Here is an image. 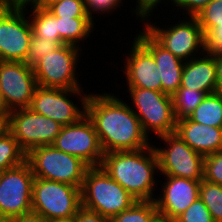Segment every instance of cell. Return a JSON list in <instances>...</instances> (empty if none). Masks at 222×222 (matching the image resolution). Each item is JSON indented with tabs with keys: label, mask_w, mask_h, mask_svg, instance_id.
<instances>
[{
	"label": "cell",
	"mask_w": 222,
	"mask_h": 222,
	"mask_svg": "<svg viewBox=\"0 0 222 222\" xmlns=\"http://www.w3.org/2000/svg\"><path fill=\"white\" fill-rule=\"evenodd\" d=\"M38 83L24 62L0 61V96L7 112L30 107Z\"/></svg>",
	"instance_id": "obj_13"
},
{
	"label": "cell",
	"mask_w": 222,
	"mask_h": 222,
	"mask_svg": "<svg viewBox=\"0 0 222 222\" xmlns=\"http://www.w3.org/2000/svg\"><path fill=\"white\" fill-rule=\"evenodd\" d=\"M7 116L8 131L26 153L37 146L52 145L62 127L29 107L9 111Z\"/></svg>",
	"instance_id": "obj_7"
},
{
	"label": "cell",
	"mask_w": 222,
	"mask_h": 222,
	"mask_svg": "<svg viewBox=\"0 0 222 222\" xmlns=\"http://www.w3.org/2000/svg\"><path fill=\"white\" fill-rule=\"evenodd\" d=\"M79 50L77 46L62 44L55 51L44 55L33 67L38 86L81 89L75 76Z\"/></svg>",
	"instance_id": "obj_8"
},
{
	"label": "cell",
	"mask_w": 222,
	"mask_h": 222,
	"mask_svg": "<svg viewBox=\"0 0 222 222\" xmlns=\"http://www.w3.org/2000/svg\"><path fill=\"white\" fill-rule=\"evenodd\" d=\"M206 96V92L179 87L171 96L176 120L188 118Z\"/></svg>",
	"instance_id": "obj_24"
},
{
	"label": "cell",
	"mask_w": 222,
	"mask_h": 222,
	"mask_svg": "<svg viewBox=\"0 0 222 222\" xmlns=\"http://www.w3.org/2000/svg\"><path fill=\"white\" fill-rule=\"evenodd\" d=\"M167 177L162 195L154 199L158 211L177 218L199 198L200 182L188 178Z\"/></svg>",
	"instance_id": "obj_17"
},
{
	"label": "cell",
	"mask_w": 222,
	"mask_h": 222,
	"mask_svg": "<svg viewBox=\"0 0 222 222\" xmlns=\"http://www.w3.org/2000/svg\"><path fill=\"white\" fill-rule=\"evenodd\" d=\"M8 112L6 111L4 104L2 102L1 96H0V115H7Z\"/></svg>",
	"instance_id": "obj_45"
},
{
	"label": "cell",
	"mask_w": 222,
	"mask_h": 222,
	"mask_svg": "<svg viewBox=\"0 0 222 222\" xmlns=\"http://www.w3.org/2000/svg\"><path fill=\"white\" fill-rule=\"evenodd\" d=\"M205 52L212 55L222 53V24H218L205 36Z\"/></svg>",
	"instance_id": "obj_33"
},
{
	"label": "cell",
	"mask_w": 222,
	"mask_h": 222,
	"mask_svg": "<svg viewBox=\"0 0 222 222\" xmlns=\"http://www.w3.org/2000/svg\"><path fill=\"white\" fill-rule=\"evenodd\" d=\"M211 0H173V4L186 10L189 17H194L201 11Z\"/></svg>",
	"instance_id": "obj_35"
},
{
	"label": "cell",
	"mask_w": 222,
	"mask_h": 222,
	"mask_svg": "<svg viewBox=\"0 0 222 222\" xmlns=\"http://www.w3.org/2000/svg\"><path fill=\"white\" fill-rule=\"evenodd\" d=\"M194 17L206 36L218 24H222V0H211Z\"/></svg>",
	"instance_id": "obj_29"
},
{
	"label": "cell",
	"mask_w": 222,
	"mask_h": 222,
	"mask_svg": "<svg viewBox=\"0 0 222 222\" xmlns=\"http://www.w3.org/2000/svg\"><path fill=\"white\" fill-rule=\"evenodd\" d=\"M35 178L52 180L82 188L89 166L78 157L53 145L37 146L26 156Z\"/></svg>",
	"instance_id": "obj_4"
},
{
	"label": "cell",
	"mask_w": 222,
	"mask_h": 222,
	"mask_svg": "<svg viewBox=\"0 0 222 222\" xmlns=\"http://www.w3.org/2000/svg\"><path fill=\"white\" fill-rule=\"evenodd\" d=\"M25 7H0V61L24 62L32 38Z\"/></svg>",
	"instance_id": "obj_12"
},
{
	"label": "cell",
	"mask_w": 222,
	"mask_h": 222,
	"mask_svg": "<svg viewBox=\"0 0 222 222\" xmlns=\"http://www.w3.org/2000/svg\"><path fill=\"white\" fill-rule=\"evenodd\" d=\"M14 222H48V220L41 214L31 211L14 218Z\"/></svg>",
	"instance_id": "obj_38"
},
{
	"label": "cell",
	"mask_w": 222,
	"mask_h": 222,
	"mask_svg": "<svg viewBox=\"0 0 222 222\" xmlns=\"http://www.w3.org/2000/svg\"><path fill=\"white\" fill-rule=\"evenodd\" d=\"M168 148L154 150L159 170L165 176L203 180L204 156L189 147L175 133L160 136Z\"/></svg>",
	"instance_id": "obj_11"
},
{
	"label": "cell",
	"mask_w": 222,
	"mask_h": 222,
	"mask_svg": "<svg viewBox=\"0 0 222 222\" xmlns=\"http://www.w3.org/2000/svg\"><path fill=\"white\" fill-rule=\"evenodd\" d=\"M34 175L30 164L4 170L0 177V216L16 218L32 211Z\"/></svg>",
	"instance_id": "obj_10"
},
{
	"label": "cell",
	"mask_w": 222,
	"mask_h": 222,
	"mask_svg": "<svg viewBox=\"0 0 222 222\" xmlns=\"http://www.w3.org/2000/svg\"><path fill=\"white\" fill-rule=\"evenodd\" d=\"M190 19L188 21L183 19L175 26L164 30L160 29L159 26L151 25V23H145L144 29L162 47L185 62L194 58L190 56H193V52L194 54L196 53L195 50L202 48V52H205V35L203 30L195 17H190Z\"/></svg>",
	"instance_id": "obj_14"
},
{
	"label": "cell",
	"mask_w": 222,
	"mask_h": 222,
	"mask_svg": "<svg viewBox=\"0 0 222 222\" xmlns=\"http://www.w3.org/2000/svg\"><path fill=\"white\" fill-rule=\"evenodd\" d=\"M177 220L178 222H214L210 211L200 197L180 214Z\"/></svg>",
	"instance_id": "obj_32"
},
{
	"label": "cell",
	"mask_w": 222,
	"mask_h": 222,
	"mask_svg": "<svg viewBox=\"0 0 222 222\" xmlns=\"http://www.w3.org/2000/svg\"><path fill=\"white\" fill-rule=\"evenodd\" d=\"M52 1H57V0H37L36 4L46 7Z\"/></svg>",
	"instance_id": "obj_44"
},
{
	"label": "cell",
	"mask_w": 222,
	"mask_h": 222,
	"mask_svg": "<svg viewBox=\"0 0 222 222\" xmlns=\"http://www.w3.org/2000/svg\"><path fill=\"white\" fill-rule=\"evenodd\" d=\"M133 44L124 66L128 88L162 91L160 72L153 55L136 38Z\"/></svg>",
	"instance_id": "obj_16"
},
{
	"label": "cell",
	"mask_w": 222,
	"mask_h": 222,
	"mask_svg": "<svg viewBox=\"0 0 222 222\" xmlns=\"http://www.w3.org/2000/svg\"><path fill=\"white\" fill-rule=\"evenodd\" d=\"M81 208V188L52 180L34 178L32 211L47 220L76 216Z\"/></svg>",
	"instance_id": "obj_5"
},
{
	"label": "cell",
	"mask_w": 222,
	"mask_h": 222,
	"mask_svg": "<svg viewBox=\"0 0 222 222\" xmlns=\"http://www.w3.org/2000/svg\"><path fill=\"white\" fill-rule=\"evenodd\" d=\"M45 8L56 17H89L86 12L84 0L52 1Z\"/></svg>",
	"instance_id": "obj_28"
},
{
	"label": "cell",
	"mask_w": 222,
	"mask_h": 222,
	"mask_svg": "<svg viewBox=\"0 0 222 222\" xmlns=\"http://www.w3.org/2000/svg\"><path fill=\"white\" fill-rule=\"evenodd\" d=\"M8 131V116L0 115V137Z\"/></svg>",
	"instance_id": "obj_42"
},
{
	"label": "cell",
	"mask_w": 222,
	"mask_h": 222,
	"mask_svg": "<svg viewBox=\"0 0 222 222\" xmlns=\"http://www.w3.org/2000/svg\"><path fill=\"white\" fill-rule=\"evenodd\" d=\"M215 66H216V78H217V92L222 91V53L216 54Z\"/></svg>",
	"instance_id": "obj_40"
},
{
	"label": "cell",
	"mask_w": 222,
	"mask_h": 222,
	"mask_svg": "<svg viewBox=\"0 0 222 222\" xmlns=\"http://www.w3.org/2000/svg\"><path fill=\"white\" fill-rule=\"evenodd\" d=\"M94 21L90 17H58V33L62 44L79 46L78 41L86 39L93 30Z\"/></svg>",
	"instance_id": "obj_21"
},
{
	"label": "cell",
	"mask_w": 222,
	"mask_h": 222,
	"mask_svg": "<svg viewBox=\"0 0 222 222\" xmlns=\"http://www.w3.org/2000/svg\"><path fill=\"white\" fill-rule=\"evenodd\" d=\"M85 114L94 125L104 154L150 147L134 109L111 94H88Z\"/></svg>",
	"instance_id": "obj_1"
},
{
	"label": "cell",
	"mask_w": 222,
	"mask_h": 222,
	"mask_svg": "<svg viewBox=\"0 0 222 222\" xmlns=\"http://www.w3.org/2000/svg\"><path fill=\"white\" fill-rule=\"evenodd\" d=\"M203 57L184 62L180 87L211 94L217 92L215 56L206 53Z\"/></svg>",
	"instance_id": "obj_20"
},
{
	"label": "cell",
	"mask_w": 222,
	"mask_h": 222,
	"mask_svg": "<svg viewBox=\"0 0 222 222\" xmlns=\"http://www.w3.org/2000/svg\"><path fill=\"white\" fill-rule=\"evenodd\" d=\"M136 201L102 166L89 167L86 171L81 188V207L110 219Z\"/></svg>",
	"instance_id": "obj_3"
},
{
	"label": "cell",
	"mask_w": 222,
	"mask_h": 222,
	"mask_svg": "<svg viewBox=\"0 0 222 222\" xmlns=\"http://www.w3.org/2000/svg\"><path fill=\"white\" fill-rule=\"evenodd\" d=\"M31 2V3H30ZM37 0H0V7H25L36 4Z\"/></svg>",
	"instance_id": "obj_39"
},
{
	"label": "cell",
	"mask_w": 222,
	"mask_h": 222,
	"mask_svg": "<svg viewBox=\"0 0 222 222\" xmlns=\"http://www.w3.org/2000/svg\"><path fill=\"white\" fill-rule=\"evenodd\" d=\"M0 222H14L13 218L0 216Z\"/></svg>",
	"instance_id": "obj_46"
},
{
	"label": "cell",
	"mask_w": 222,
	"mask_h": 222,
	"mask_svg": "<svg viewBox=\"0 0 222 222\" xmlns=\"http://www.w3.org/2000/svg\"><path fill=\"white\" fill-rule=\"evenodd\" d=\"M151 222H178V220L157 210L153 214Z\"/></svg>",
	"instance_id": "obj_41"
},
{
	"label": "cell",
	"mask_w": 222,
	"mask_h": 222,
	"mask_svg": "<svg viewBox=\"0 0 222 222\" xmlns=\"http://www.w3.org/2000/svg\"><path fill=\"white\" fill-rule=\"evenodd\" d=\"M48 222H75V216L67 218H54L48 220Z\"/></svg>",
	"instance_id": "obj_43"
},
{
	"label": "cell",
	"mask_w": 222,
	"mask_h": 222,
	"mask_svg": "<svg viewBox=\"0 0 222 222\" xmlns=\"http://www.w3.org/2000/svg\"><path fill=\"white\" fill-rule=\"evenodd\" d=\"M30 24L32 34L41 39L51 40L53 42H60L58 33V17L54 16L45 7L33 4Z\"/></svg>",
	"instance_id": "obj_23"
},
{
	"label": "cell",
	"mask_w": 222,
	"mask_h": 222,
	"mask_svg": "<svg viewBox=\"0 0 222 222\" xmlns=\"http://www.w3.org/2000/svg\"><path fill=\"white\" fill-rule=\"evenodd\" d=\"M81 91V89H60L38 86L29 108L36 113L51 118L61 126L73 124L85 115V103L88 95H81L82 97L80 99L83 110L79 109L76 104L74 105L66 96L76 94L78 97V95L82 93Z\"/></svg>",
	"instance_id": "obj_15"
},
{
	"label": "cell",
	"mask_w": 222,
	"mask_h": 222,
	"mask_svg": "<svg viewBox=\"0 0 222 222\" xmlns=\"http://www.w3.org/2000/svg\"><path fill=\"white\" fill-rule=\"evenodd\" d=\"M27 153L20 147L14 136L7 131L0 137V171L23 164Z\"/></svg>",
	"instance_id": "obj_25"
},
{
	"label": "cell",
	"mask_w": 222,
	"mask_h": 222,
	"mask_svg": "<svg viewBox=\"0 0 222 222\" xmlns=\"http://www.w3.org/2000/svg\"><path fill=\"white\" fill-rule=\"evenodd\" d=\"M121 3V0H84L86 12L88 16L92 19L91 11H101L102 13L111 12L112 9H116Z\"/></svg>",
	"instance_id": "obj_34"
},
{
	"label": "cell",
	"mask_w": 222,
	"mask_h": 222,
	"mask_svg": "<svg viewBox=\"0 0 222 222\" xmlns=\"http://www.w3.org/2000/svg\"><path fill=\"white\" fill-rule=\"evenodd\" d=\"M175 134L204 157L222 151V128L205 126L188 117L177 121Z\"/></svg>",
	"instance_id": "obj_19"
},
{
	"label": "cell",
	"mask_w": 222,
	"mask_h": 222,
	"mask_svg": "<svg viewBox=\"0 0 222 222\" xmlns=\"http://www.w3.org/2000/svg\"><path fill=\"white\" fill-rule=\"evenodd\" d=\"M157 211L154 200L136 201L129 209L110 218V222H151Z\"/></svg>",
	"instance_id": "obj_27"
},
{
	"label": "cell",
	"mask_w": 222,
	"mask_h": 222,
	"mask_svg": "<svg viewBox=\"0 0 222 222\" xmlns=\"http://www.w3.org/2000/svg\"><path fill=\"white\" fill-rule=\"evenodd\" d=\"M203 179L222 185V151L204 157Z\"/></svg>",
	"instance_id": "obj_31"
},
{
	"label": "cell",
	"mask_w": 222,
	"mask_h": 222,
	"mask_svg": "<svg viewBox=\"0 0 222 222\" xmlns=\"http://www.w3.org/2000/svg\"><path fill=\"white\" fill-rule=\"evenodd\" d=\"M161 1L162 0H137L136 2L138 4L135 10L136 15L145 20L151 15L150 12L153 10V8H155Z\"/></svg>",
	"instance_id": "obj_37"
},
{
	"label": "cell",
	"mask_w": 222,
	"mask_h": 222,
	"mask_svg": "<svg viewBox=\"0 0 222 222\" xmlns=\"http://www.w3.org/2000/svg\"><path fill=\"white\" fill-rule=\"evenodd\" d=\"M136 39L153 55L160 72L162 92L172 96L181 85L183 60L162 47L145 29Z\"/></svg>",
	"instance_id": "obj_18"
},
{
	"label": "cell",
	"mask_w": 222,
	"mask_h": 222,
	"mask_svg": "<svg viewBox=\"0 0 222 222\" xmlns=\"http://www.w3.org/2000/svg\"><path fill=\"white\" fill-rule=\"evenodd\" d=\"M199 197L210 211L214 222H222V185L201 180Z\"/></svg>",
	"instance_id": "obj_26"
},
{
	"label": "cell",
	"mask_w": 222,
	"mask_h": 222,
	"mask_svg": "<svg viewBox=\"0 0 222 222\" xmlns=\"http://www.w3.org/2000/svg\"><path fill=\"white\" fill-rule=\"evenodd\" d=\"M189 118L205 126L222 128V94H207Z\"/></svg>",
	"instance_id": "obj_22"
},
{
	"label": "cell",
	"mask_w": 222,
	"mask_h": 222,
	"mask_svg": "<svg viewBox=\"0 0 222 222\" xmlns=\"http://www.w3.org/2000/svg\"><path fill=\"white\" fill-rule=\"evenodd\" d=\"M52 145L78 157L89 167L101 166L104 152L94 125L85 114L76 123L62 126Z\"/></svg>",
	"instance_id": "obj_9"
},
{
	"label": "cell",
	"mask_w": 222,
	"mask_h": 222,
	"mask_svg": "<svg viewBox=\"0 0 222 222\" xmlns=\"http://www.w3.org/2000/svg\"><path fill=\"white\" fill-rule=\"evenodd\" d=\"M62 45L61 42H53L51 40L41 39L32 34L30 46L25 58V63L34 67L44 55H47Z\"/></svg>",
	"instance_id": "obj_30"
},
{
	"label": "cell",
	"mask_w": 222,
	"mask_h": 222,
	"mask_svg": "<svg viewBox=\"0 0 222 222\" xmlns=\"http://www.w3.org/2000/svg\"><path fill=\"white\" fill-rule=\"evenodd\" d=\"M101 166L137 201L155 199L153 197L154 172L159 169V166L153 145L136 151L106 153Z\"/></svg>",
	"instance_id": "obj_2"
},
{
	"label": "cell",
	"mask_w": 222,
	"mask_h": 222,
	"mask_svg": "<svg viewBox=\"0 0 222 222\" xmlns=\"http://www.w3.org/2000/svg\"><path fill=\"white\" fill-rule=\"evenodd\" d=\"M75 222H110V220L99 213L81 207L75 216Z\"/></svg>",
	"instance_id": "obj_36"
},
{
	"label": "cell",
	"mask_w": 222,
	"mask_h": 222,
	"mask_svg": "<svg viewBox=\"0 0 222 222\" xmlns=\"http://www.w3.org/2000/svg\"><path fill=\"white\" fill-rule=\"evenodd\" d=\"M135 106L134 113L141 122L144 133L153 130L158 137L175 133L176 117L170 95L162 91L128 88Z\"/></svg>",
	"instance_id": "obj_6"
}]
</instances>
